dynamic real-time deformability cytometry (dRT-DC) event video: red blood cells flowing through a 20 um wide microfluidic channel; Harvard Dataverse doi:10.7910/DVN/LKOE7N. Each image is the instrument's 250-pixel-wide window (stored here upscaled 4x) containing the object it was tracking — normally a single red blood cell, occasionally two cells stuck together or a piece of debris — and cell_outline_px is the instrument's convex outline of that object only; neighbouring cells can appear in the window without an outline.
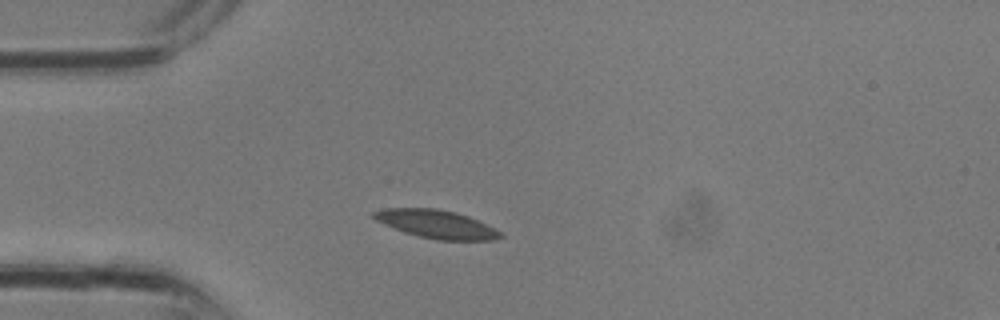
{"species": "common noctule bat (a hibernating species)", "species_latin": "Nyctalus noctula", "temperature_condition": "room temperature", "stored_images_in_passage": 25, "camera_frame_rate_fps": 3000, "um_per_image_px": 0.085, "animal": {"sex": "male", "body_mass_g": 13.3}, "frame": {"image": 1, "passage_image": 4, "time_ms": 1.0, "image_size_px": [1000, 320], "cell_outline_px": [[504, 236], [492, 240], [436, 240], [404, 232], [384, 224], [376, 220], [372, 216], [372, 212], [384, 208], [436, 208], [456, 212], [468, 216], [500, 232]], "centroid_in_image_um": [37.05, 19.04], "position_along_channel_um": 47.9, "area_um2": 20.58}}
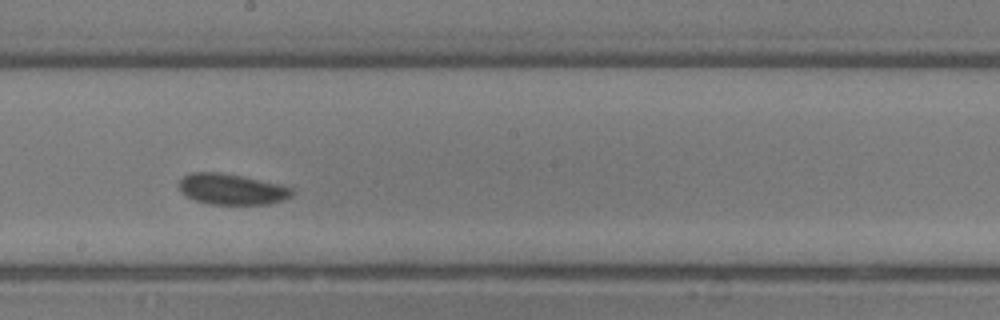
{"frame": {"image": 2, "passage_image": 13, "time_ms": 4.0, "image_size_px": [1000, 320], "cell_outline_px": [[296, 192], [292, 196], [284, 200], [268, 204], [208, 204], [196, 200], [180, 192], [176, 184], [184, 176], [192, 172], [220, 172], [244, 176], [280, 184], [292, 188]], "centroid_in_image_um": [19.71, 16.07], "position_along_channel_um": 228.5, "area_um2": 20.58}}
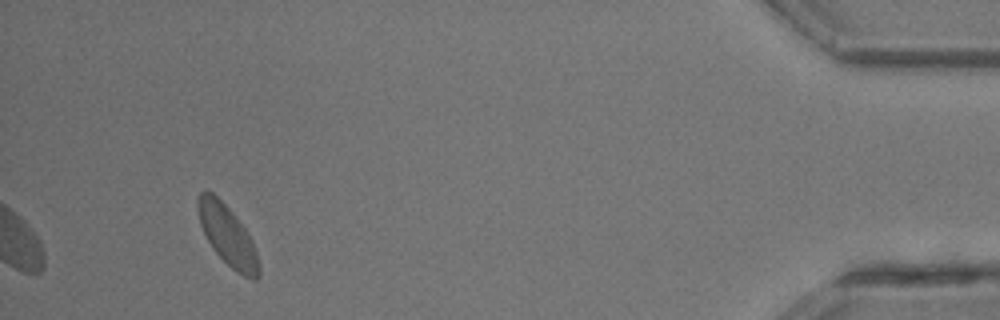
{"frame": {"image": 3, "passage_image": 25, "time_ms": 8.0, "image_size_px": [1000, 320], "cell_outline_px": [[260, 276], [256, 280], [252, 280], [236, 272], [212, 248], [200, 224], [196, 200], [200, 192], [212, 192], [232, 212], [244, 228], [252, 240], [256, 252], [260, 268]], "centroid_in_image_um": [19.35, 20.04], "position_along_channel_um": 415.9, "area_um2": 20.98}}